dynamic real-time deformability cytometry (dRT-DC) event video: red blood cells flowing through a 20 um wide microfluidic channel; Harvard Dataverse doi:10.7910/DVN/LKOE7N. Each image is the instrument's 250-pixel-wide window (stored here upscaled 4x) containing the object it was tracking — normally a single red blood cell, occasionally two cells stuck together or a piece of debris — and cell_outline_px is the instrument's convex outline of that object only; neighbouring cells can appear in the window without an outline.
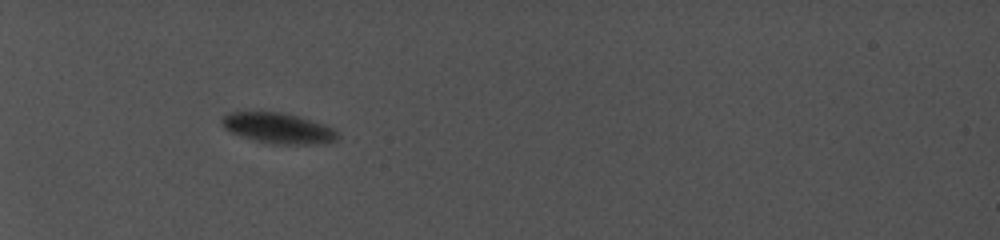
{"species": "common noctule bat (a hibernating species)", "species_latin": "Nyctalus noctula", "temperature_condition": "cold", "stored_images_in_passage": 14, "camera_frame_rate_fps": 5000, "um_per_image_px": 0.085, "animal": {"sex": "female", "body_mass_g": 19.0, "forearm_length_mm": 56.7}, "frame": {"image": 1, "passage_image": 1, "time_ms": 0.0, "image_size_px": [1000, 240], "cell_outline_px": [[340, 136], [336, 140], [324, 144], [272, 144], [256, 140], [228, 132], [224, 128], [220, 120], [228, 112], [280, 112], [300, 116], [324, 124], [340, 132]], "centroid_in_image_um": [23.68, 10.9], "position_along_channel_um": 61.3, "area_um2": 20.81}}
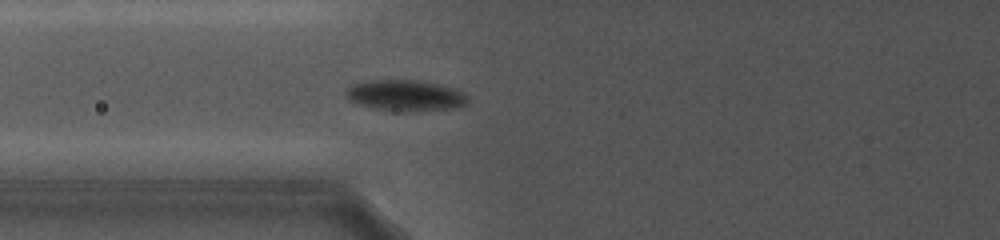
{"frame": {"image": 2, "passage_image": 6, "time_ms": 1.8, "image_size_px": [1000, 240], "cell_outline_px": [[468, 104], [448, 108], [404, 112], [368, 108], [356, 104], [348, 100], [344, 96], [344, 92], [348, 84], [360, 80], [416, 80], [440, 84], [456, 88], [464, 92], [468, 96]], "centroid_in_image_um": [34.35, 8.1], "position_along_channel_um": 91.4, "area_um2": 22.72}}
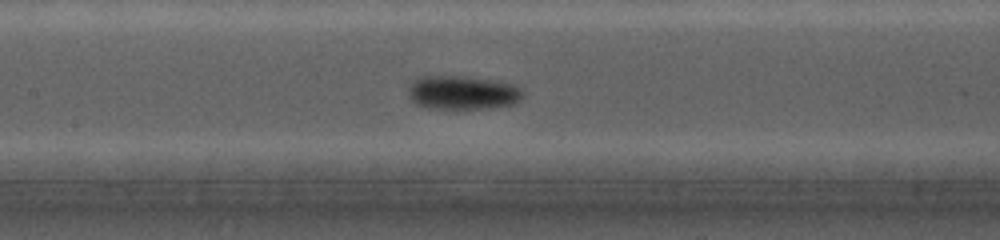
{"frame": {"image": 3, "passage_image": 11, "time_ms": 3.8, "image_size_px": [1000, 240], "cell_outline_px": [[524, 96], [520, 100], [512, 104], [480, 108], [428, 108], [416, 104], [408, 96], [408, 88], [412, 80], [420, 76], [464, 76], [516, 84], [524, 92]], "centroid_in_image_um": [39.29, 7.85], "position_along_channel_um": 168.1, "area_um2": 22.54}}